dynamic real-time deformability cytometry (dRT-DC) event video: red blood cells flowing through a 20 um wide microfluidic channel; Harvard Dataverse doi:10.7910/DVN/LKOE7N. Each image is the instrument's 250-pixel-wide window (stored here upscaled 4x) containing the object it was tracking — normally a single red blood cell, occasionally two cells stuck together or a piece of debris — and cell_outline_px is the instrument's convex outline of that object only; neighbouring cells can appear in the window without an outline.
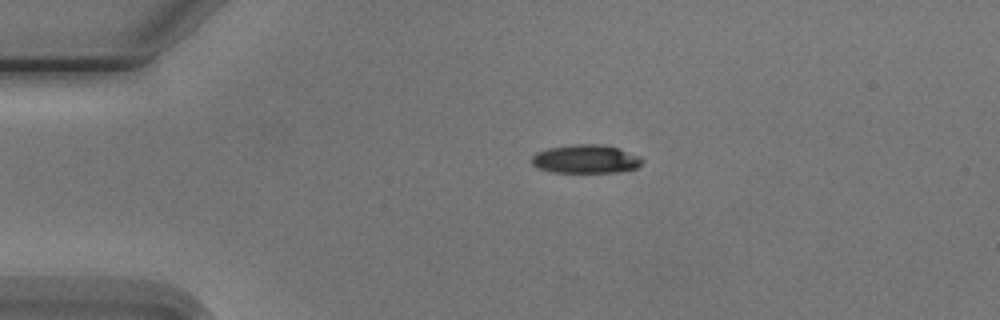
{"species": "Egyptian fruit bat (a non-hibernating species)", "species_latin": "Rousettus aegyptiacus", "temperature_condition": "cold", "stored_images_in_passage": 3, "camera_frame_rate_fps": 3000, "um_per_image_px": 0.085, "animal": {"sex": "male"}, "frame": {"image": 1, "passage_image": 1, "time_ms": 0.0, "image_size_px": [1000, 320], "cell_outline_px": [[644, 160], [636, 168], [620, 172], [552, 172], [540, 168], [532, 164], [532, 156], [536, 152], [548, 148], [572, 144], [604, 144], [616, 148], [636, 156]], "centroid_in_image_um": [49.75, 13.52], "position_along_channel_um": 35.3, "area_um2": 18.15}}